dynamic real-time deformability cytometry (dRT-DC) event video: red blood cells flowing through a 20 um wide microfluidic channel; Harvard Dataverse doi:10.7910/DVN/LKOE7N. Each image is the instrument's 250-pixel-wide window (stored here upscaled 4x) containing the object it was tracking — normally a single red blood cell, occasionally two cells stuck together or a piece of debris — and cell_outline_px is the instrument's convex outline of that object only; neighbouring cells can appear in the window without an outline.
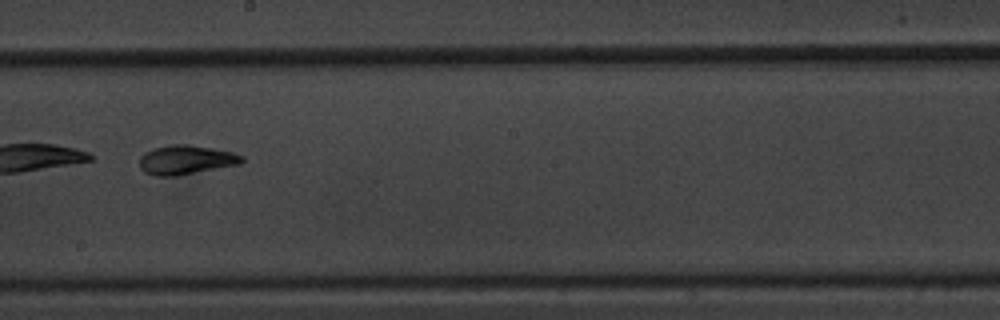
{"species": "common noctule bat (a hibernating species)", "species_latin": "Nyctalus noctula", "temperature_condition": "warm", "stored_images_in_passage": 39, "camera_frame_rate_fps": 3000, "um_per_image_px": 0.085, "animal": {"sex": "male", "body_mass_g": 20.1, "forearm_length_mm": 53.5}, "frame": {"image": 1, "passage_image": 16, "time_ms": 5.0, "image_size_px": [1000, 320], "cell_outline_px": [[244, 160], [240, 164], [176, 176], [156, 176], [144, 172], [140, 168], [140, 156], [144, 152], [152, 148], [172, 144], [188, 144], [212, 148], [232, 152], [244, 156]], "centroid_in_image_um": [15.79, 13.58], "position_along_channel_um": 232.4, "area_um2": 17.51}}
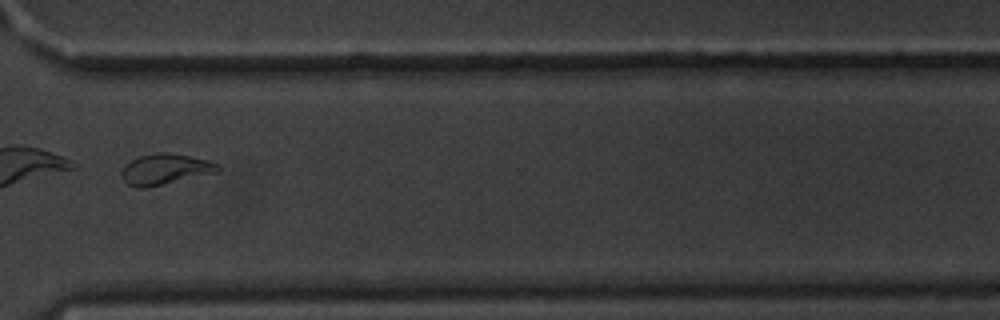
{"frame": {"image": 2, "passage_image": 27, "time_ms": 8.667, "image_size_px": [1000, 320], "cell_outline_px": [[220, 172], [148, 188], [136, 188], [128, 184], [120, 176], [120, 172], [124, 164], [140, 156], [160, 152], [168, 152], [208, 160], [220, 164]], "centroid_in_image_um": [14.05, 14.4], "position_along_channel_um": 356.6, "area_um2": 17.57}}
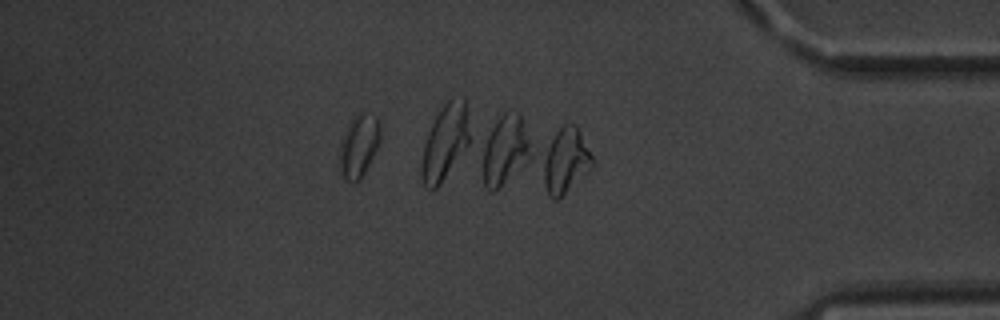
{"frame": {"image": 3, "passage_image": 31, "time_ms": 10.0, "image_size_px": [1000, 320], "cell_outline_px": [[380, 140], [360, 180], [348, 180], [340, 172], [336, 164], [340, 140], [352, 116], [360, 112], [376, 116], [380, 120]], "centroid_in_image_um": [30.44, 12.35], "position_along_channel_um": 404.8, "area_um2": 15.09}, "authors_computed_cell_mechanics": {"area_um2": 16.473, "velocity_mm_per_s": 3.3898, "shape_relaxation_time_tau1_ms": 5.2583, "shape_relaxation_time_tau2_ms": 1.6585, "deformation_change_tau1": 0.1716, "deformation_change_tau2": 0.09}}